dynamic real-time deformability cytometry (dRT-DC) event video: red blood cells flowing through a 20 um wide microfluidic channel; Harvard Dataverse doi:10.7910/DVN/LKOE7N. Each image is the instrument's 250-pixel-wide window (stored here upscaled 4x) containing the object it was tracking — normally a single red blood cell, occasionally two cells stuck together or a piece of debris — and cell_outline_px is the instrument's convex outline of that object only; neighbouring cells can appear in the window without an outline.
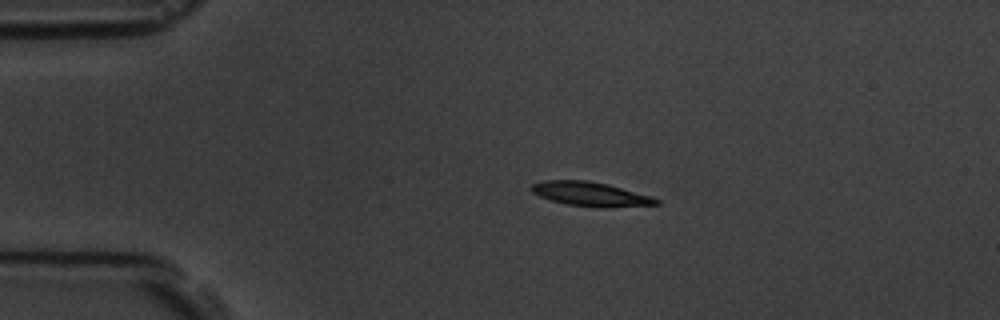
{"species": "common noctule bat (a hibernating species)", "species_latin": "Nyctalus noctula", "temperature_condition": "room temperature", "stored_images_in_passage": 8, "camera_frame_rate_fps": 3000, "um_per_image_px": 0.085, "animal": {"sex": "male", "body_mass_g": 19.5, "forearm_length_mm": 54.6}, "frame": {"image": 1, "passage_image": 3, "time_ms": 2.333, "image_size_px": [1000, 320], "cell_outline_px": [[660, 204], [604, 208], [568, 204], [552, 200], [540, 196], [532, 192], [532, 184], [544, 180], [588, 180], [608, 184], [652, 196], [660, 200]], "centroid_in_image_um": [50.24, 16.49], "position_along_channel_um": 34.8, "area_um2": 17.51}}
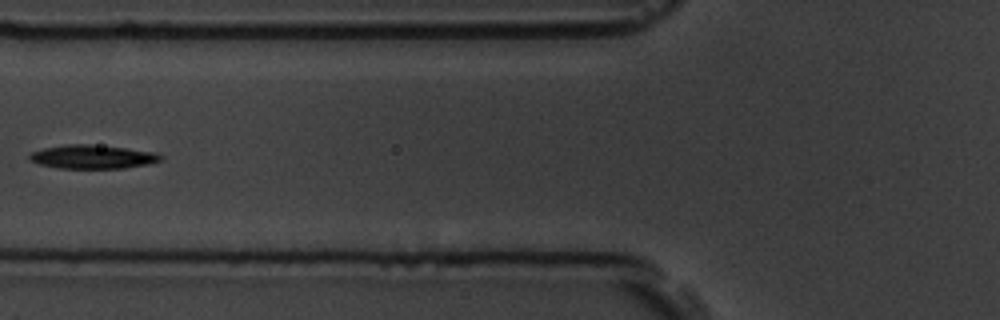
{"frame": {"image": 2, "passage_image": 6, "time_ms": 5.667, "image_size_px": [1000, 320], "cell_outline_px": [[164, 160], [148, 164], [124, 168], [60, 168], [40, 164], [28, 160], [28, 156], [32, 152], [44, 148], [64, 144], [88, 144], [124, 148], [156, 152], [164, 156]], "centroid_in_image_um": [7.89, 13.33], "position_along_channel_um": 117.9, "area_um2": 18.15}}
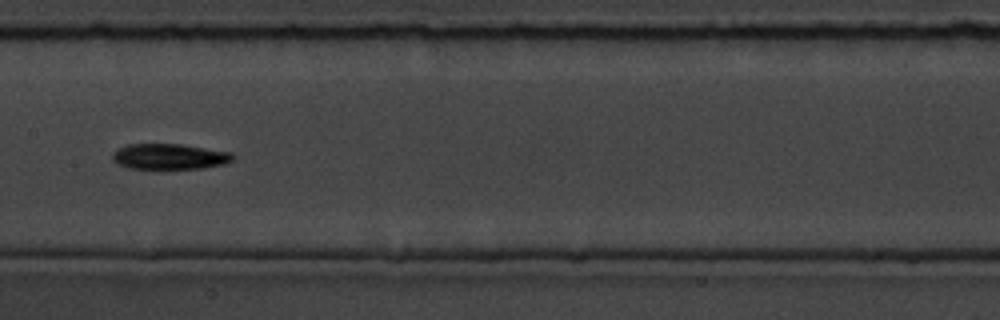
{"frame": {"image": 3, "passage_image": 8, "time_ms": 7.667, "image_size_px": [1000, 320], "cell_outline_px": [[236, 156], [232, 160], [224, 164], [204, 168], [128, 168], [116, 164], [112, 160], [112, 152], [128, 144], [180, 144], [232, 152]], "centroid_in_image_um": [14.41, 13.3], "position_along_channel_um": 193.0, "area_um2": 17.98}}